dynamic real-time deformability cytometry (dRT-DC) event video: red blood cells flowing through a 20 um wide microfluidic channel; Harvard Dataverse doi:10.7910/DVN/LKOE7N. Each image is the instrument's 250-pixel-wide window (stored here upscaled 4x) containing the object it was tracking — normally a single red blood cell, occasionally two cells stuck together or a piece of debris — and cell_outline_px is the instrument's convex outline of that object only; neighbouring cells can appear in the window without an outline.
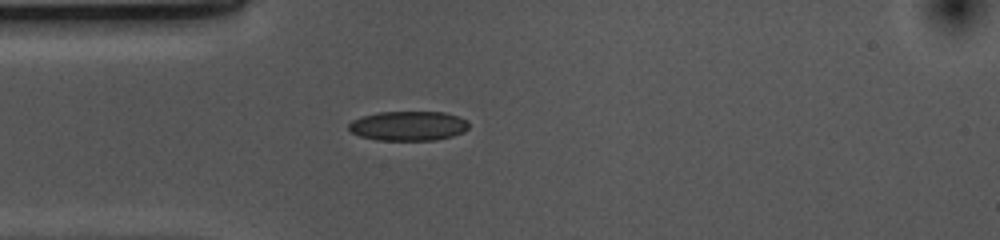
{"species": "common noctule bat (a hibernating species)", "species_latin": "Nyctalus noctula", "temperature_condition": "cold", "stored_images_in_passage": 41, "camera_frame_rate_fps": 3000, "um_per_image_px": 0.085, "animal": {"sex": "female", "body_mass_g": 10.0, "forearm_length_mm": 53.1}, "frame": {"image": 1, "passage_image": 1, "time_ms": 0.0, "image_size_px": [1000, 240], "cell_outline_px": [[468, 128], [464, 132], [452, 136], [436, 140], [376, 140], [360, 136], [352, 132], [348, 128], [348, 124], [352, 120], [360, 116], [376, 112], [444, 112], [468, 120]], "centroid_in_image_um": [34.69, 10.7], "position_along_channel_um": 50.3, "area_um2": 20.81}}
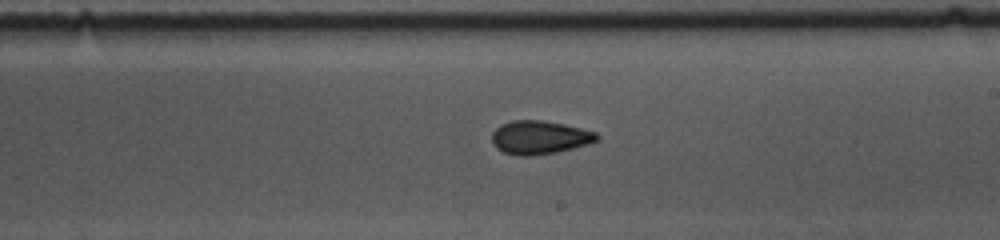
{"frame": {"image": 2, "passage_image": 17, "time_ms": 5.333, "image_size_px": [1000, 240], "cell_outline_px": [[600, 140], [588, 144], [556, 152], [532, 156], [520, 156], [504, 152], [496, 148], [492, 144], [492, 132], [500, 124], [512, 120], [544, 120], [564, 124], [596, 132], [600, 136]], "centroid_in_image_um": [45.86, 11.67], "position_along_channel_um": 243.1, "area_um2": 20.63}}
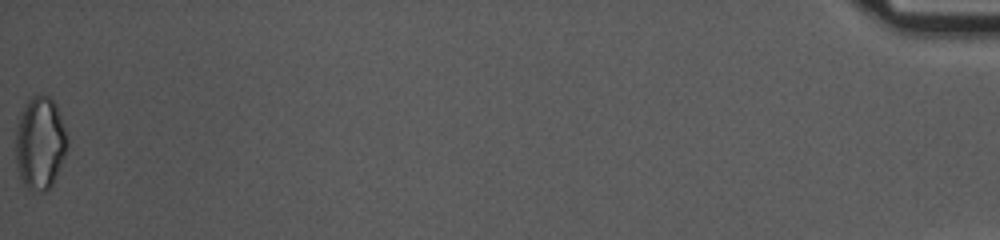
{"frame": {"image": 3, "passage_image": 41, "time_ms": 13.333, "image_size_px": [1000, 240], "cell_outline_px": [[68, 144], [64, 156], [52, 184], [44, 192], [32, 192], [24, 184], [20, 176], [16, 164], [16, 132], [20, 112], [28, 100], [32, 96], [48, 96], [56, 104], [68, 140]], "centroid_in_image_um": [3.39, 12.17], "position_along_channel_um": 431.8, "area_um2": 27.63}, "authors_computed_cell_mechanics": {"area_um2": 20.2878, "velocity_mm_per_s": 3.7017, "shape_relaxation_time_tau1_ms": 5.21, "shape_relaxation_time_tau2_ms": 3.4214, "deformation_change_tau1": 0.1132, "deformation_change_tau2": 0.0806}}